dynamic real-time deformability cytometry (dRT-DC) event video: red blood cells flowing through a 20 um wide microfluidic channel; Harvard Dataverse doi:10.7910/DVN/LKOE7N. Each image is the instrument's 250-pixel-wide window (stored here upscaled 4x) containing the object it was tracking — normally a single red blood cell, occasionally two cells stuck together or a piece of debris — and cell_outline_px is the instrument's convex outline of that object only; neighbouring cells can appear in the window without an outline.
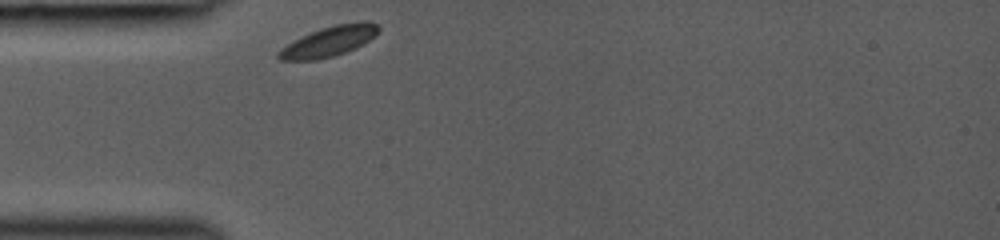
{"species": "common noctule bat (a hibernating species)", "species_latin": "Nyctalus noctula", "temperature_condition": "room temperature", "stored_images_in_passage": 27, "camera_frame_rate_fps": 3000, "um_per_image_px": 0.085, "animal": {"sex": "female", "body_mass_g": 19.0, "forearm_length_mm": 53.3}, "frame": {"image": 1, "passage_image": 1, "time_ms": 0.0, "image_size_px": [1000, 240], "cell_outline_px": [[380, 28], [368, 40], [356, 48], [332, 56], [316, 60], [280, 60], [276, 56], [280, 48], [300, 36], [320, 28], [336, 24], [376, 24]], "centroid_in_image_um": [27.82, 3.56], "position_along_channel_um": 57.2, "area_um2": 16.88}}
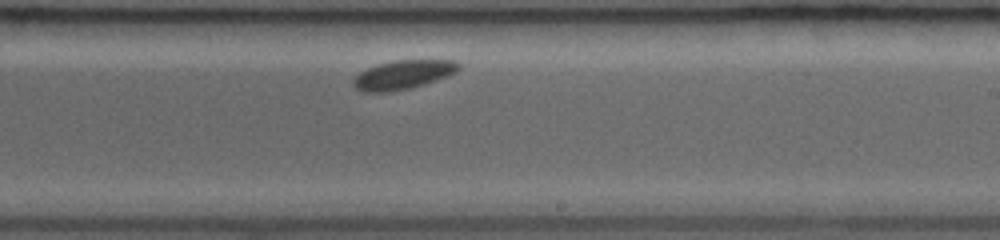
{"frame": {"image": 2, "passage_image": 16, "time_ms": 5.0, "image_size_px": [1000, 240], "cell_outline_px": [[460, 68], [456, 72], [424, 84], [408, 88], [388, 92], [364, 92], [356, 88], [352, 84], [352, 80], [360, 72], [376, 64], [392, 60], [456, 60], [460, 64]], "centroid_in_image_um": [34.24, 6.34], "position_along_channel_um": 254.8, "area_um2": 17.69}}
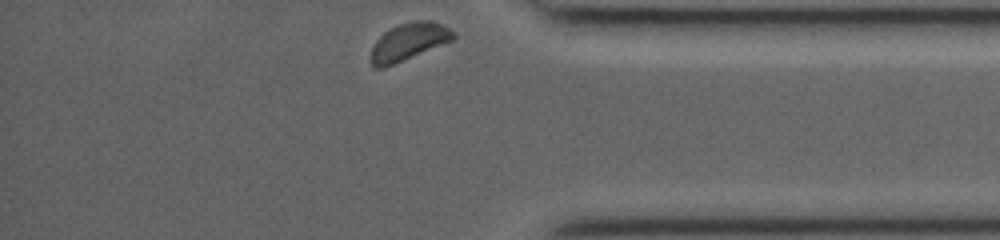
{"frame": {"image": 3, "passage_image": 27, "time_ms": 8.667, "image_size_px": [1000, 240], "cell_outline_px": [[456, 36], [452, 40], [384, 68], [376, 68], [372, 64], [372, 48], [376, 40], [384, 32], [400, 24], [412, 20], [432, 20], [448, 28]], "centroid_in_image_um": [34.73, 3.53], "position_along_channel_um": 400.5, "area_um2": 17.46}}